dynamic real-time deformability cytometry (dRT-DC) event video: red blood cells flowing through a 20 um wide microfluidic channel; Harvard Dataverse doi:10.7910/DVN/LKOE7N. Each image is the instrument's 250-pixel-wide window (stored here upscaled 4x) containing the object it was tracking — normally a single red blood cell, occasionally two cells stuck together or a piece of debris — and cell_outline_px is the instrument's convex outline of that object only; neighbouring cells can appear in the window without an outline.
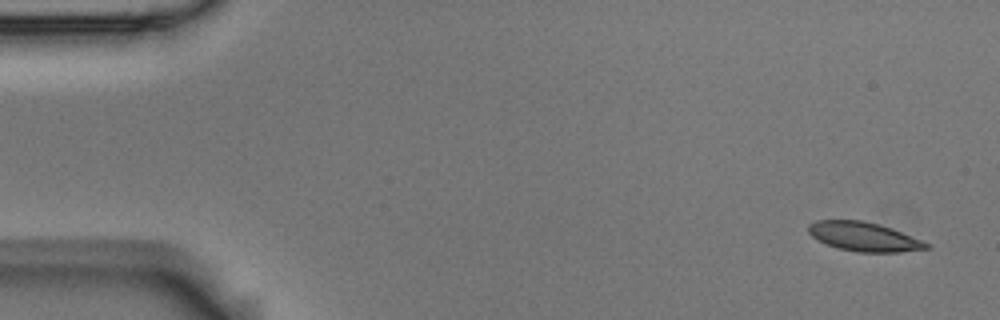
{"species": "Egyptian fruit bat (a non-hibernating species)", "species_latin": "Rousettus aegyptiacus", "temperature_condition": "room temperature", "stored_images_in_passage": 4, "camera_frame_rate_fps": 3000, "um_per_image_px": 0.085, "animal": {"sex": "male"}, "frame": {"image": 1, "passage_image": 1, "time_ms": 0.0, "image_size_px": [1000, 320], "cell_outline_px": [[932, 248], [900, 252], [856, 252], [840, 248], [828, 244], [812, 236], [808, 232], [808, 224], [816, 220], [860, 220], [892, 228], [920, 240], [928, 244]], "centroid_in_image_um": [73.42, 20.12], "position_along_channel_um": 11.6, "area_um2": 19.65}}
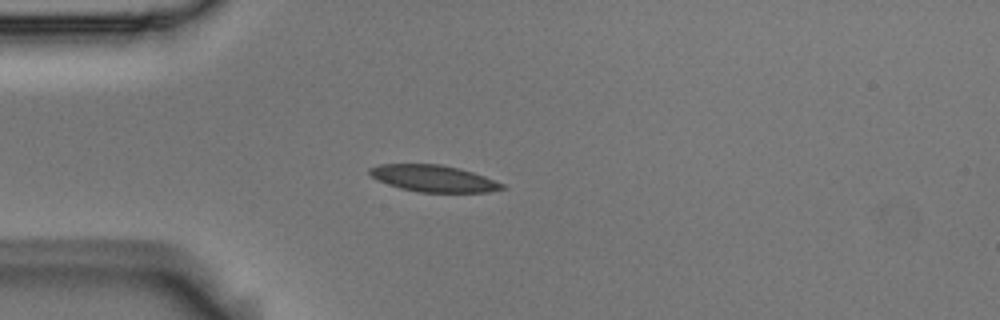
{"frame": {"image": 2, "passage_image": 4, "time_ms": 1.0, "image_size_px": [1000, 320], "cell_outline_px": [[504, 188], [488, 192], [420, 192], [400, 188], [376, 180], [368, 172], [368, 168], [380, 164], [440, 164], [460, 168], [484, 176], [504, 184]], "centroid_in_image_um": [36.81, 15.16], "position_along_channel_um": 48.2, "area_um2": 20.52}}